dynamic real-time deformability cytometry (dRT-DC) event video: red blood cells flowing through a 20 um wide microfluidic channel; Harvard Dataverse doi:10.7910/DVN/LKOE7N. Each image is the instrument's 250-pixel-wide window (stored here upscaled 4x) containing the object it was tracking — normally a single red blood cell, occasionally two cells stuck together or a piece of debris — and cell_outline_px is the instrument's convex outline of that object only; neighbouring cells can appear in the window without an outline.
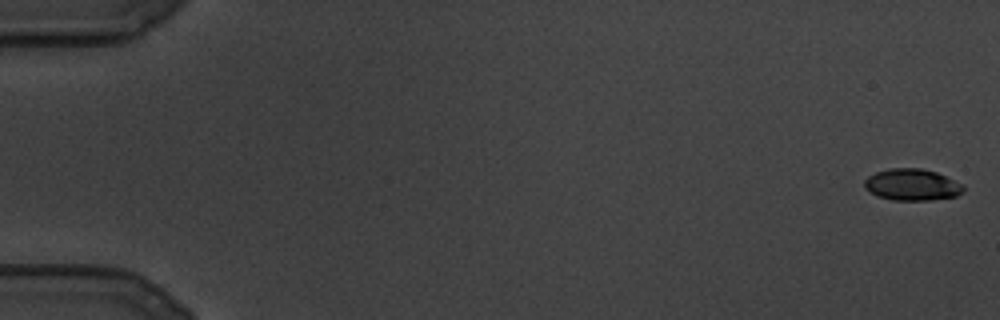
{"species": "common noctule bat (a hibernating species)", "species_latin": "Nyctalus noctula", "temperature_condition": "cold", "stored_images_in_passage": 28, "camera_frame_rate_fps": 3000, "um_per_image_px": 0.085, "animal": {"sex": "male", "body_mass_g": 19.5, "forearm_length_mm": 54.6}, "frame": {"image": 1, "passage_image": 1, "time_ms": 0.0, "image_size_px": [1000, 320], "cell_outline_px": [[964, 192], [956, 196], [932, 200], [892, 200], [876, 196], [864, 188], [864, 180], [868, 176], [876, 172], [888, 168], [920, 168], [936, 172], [964, 184]], "centroid_in_image_um": [77.52, 15.7], "position_along_channel_um": 7.5, "area_um2": 18.44}}